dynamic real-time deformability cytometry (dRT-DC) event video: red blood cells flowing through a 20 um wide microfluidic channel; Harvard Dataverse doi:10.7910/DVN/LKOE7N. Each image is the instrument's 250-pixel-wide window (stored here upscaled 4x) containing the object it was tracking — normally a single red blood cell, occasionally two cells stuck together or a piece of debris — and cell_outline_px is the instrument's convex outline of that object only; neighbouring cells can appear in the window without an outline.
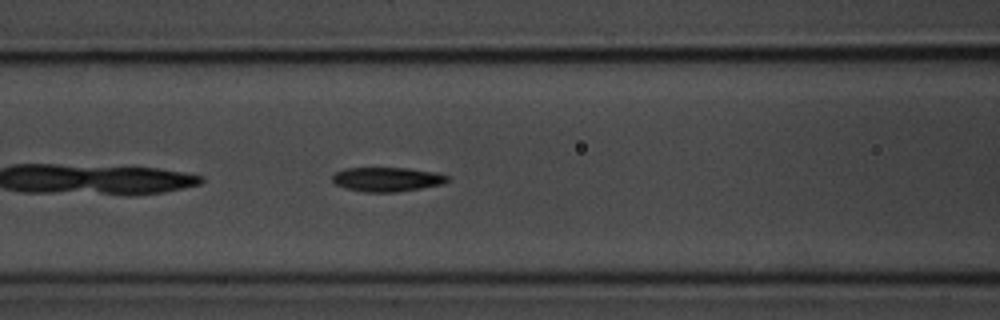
{"species": "common noctule bat (a hibernating species)", "species_latin": "Nyctalus noctula", "temperature_condition": "room temperature", "stored_images_in_passage": 40, "camera_frame_rate_fps": 3000, "um_per_image_px": 0.085, "animal": {"sex": "male", "body_mass_g": 20.1, "forearm_length_mm": 53.5}, "frame": {"image": 1, "passage_image": 7, "time_ms": 2.0, "image_size_px": [1000, 320], "cell_outline_px": [[448, 180], [444, 184], [396, 192], [364, 192], [348, 188], [336, 184], [332, 180], [332, 176], [336, 172], [344, 168], [408, 168], [436, 172], [448, 176]], "centroid_in_image_um": [32.91, 15.24], "position_along_channel_um": 133.7, "area_um2": 16.18}, "authors_computed_cell_mechanics": {"area_um2": 16.1551, "velocity_mm_per_s": 3.7127, "shape_relaxation_time_tau1_ms": 2.708, "shape_relaxation_time_tau2_ms": 3.1008, "deformation_change_tau1": 0.16, "deformation_change_tau2": 0.1062}}